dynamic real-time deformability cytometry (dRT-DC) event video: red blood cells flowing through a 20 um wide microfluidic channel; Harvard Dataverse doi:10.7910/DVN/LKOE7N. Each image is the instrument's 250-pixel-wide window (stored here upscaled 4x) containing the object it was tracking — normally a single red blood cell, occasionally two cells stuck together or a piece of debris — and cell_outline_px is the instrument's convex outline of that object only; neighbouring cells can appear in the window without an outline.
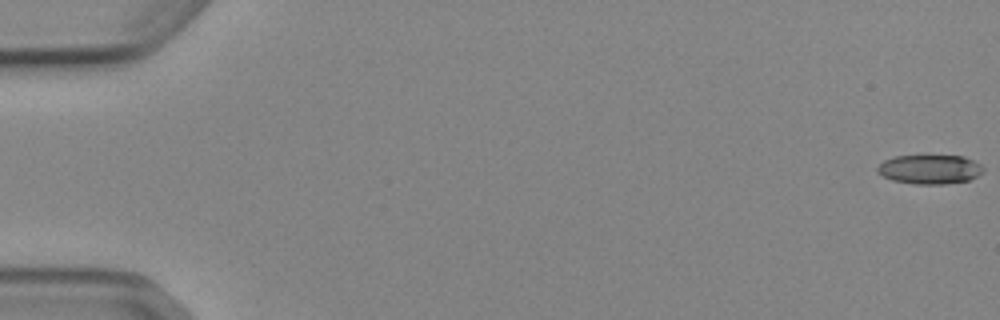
{"species": "Egyptian fruit bat (a non-hibernating species)", "species_latin": "Rousettus aegyptiacus", "temperature_condition": "cold", "stored_images_in_passage": 6, "camera_frame_rate_fps": 3000, "um_per_image_px": 0.085, "animal": {"sex": "female"}, "frame": {"image": 1, "passage_image": 1, "time_ms": 0.0, "image_size_px": [1000, 320], "cell_outline_px": [[984, 172], [968, 180], [944, 184], [916, 184], [892, 180], [876, 172], [876, 168], [884, 160], [896, 156], [964, 156], [980, 164], [984, 168]], "centroid_in_image_um": [79.03, 14.39], "position_along_channel_um": 6.0, "area_um2": 17.92}}
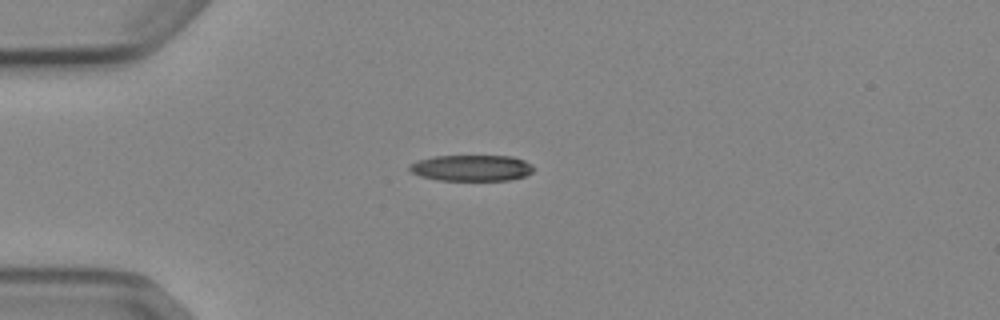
{"frame": {"image": 2, "passage_image": 5, "time_ms": 4.667, "image_size_px": [1000, 320], "cell_outline_px": [[536, 168], [532, 172], [524, 176], [508, 180], [440, 180], [420, 176], [412, 172], [408, 168], [408, 164], [416, 160], [432, 156], [512, 156], [524, 160], [532, 164]], "centroid_in_image_um": [40.07, 14.27], "position_along_channel_um": 44.9, "area_um2": 19.02}}